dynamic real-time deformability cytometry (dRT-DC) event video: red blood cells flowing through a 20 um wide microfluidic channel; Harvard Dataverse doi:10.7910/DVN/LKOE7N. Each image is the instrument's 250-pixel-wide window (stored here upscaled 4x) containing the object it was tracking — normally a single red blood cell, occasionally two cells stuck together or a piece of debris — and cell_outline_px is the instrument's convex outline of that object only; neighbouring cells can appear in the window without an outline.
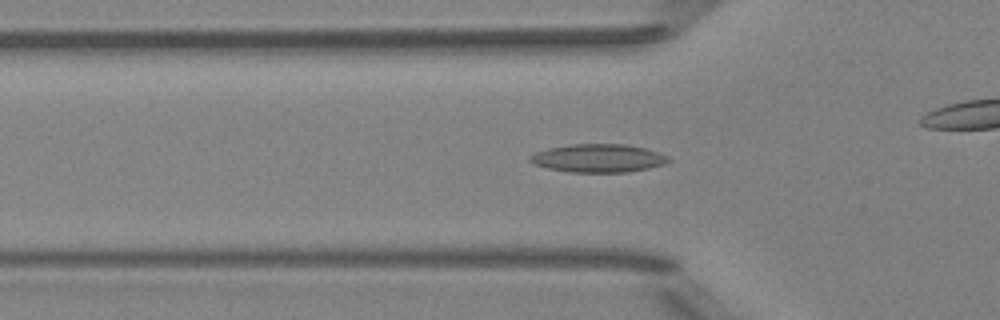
{"species": "Egyptian fruit bat (a non-hibernating species)", "species_latin": "Rousettus aegyptiacus", "temperature_condition": "room temperature", "stored_images_in_passage": 52, "camera_frame_rate_fps": 3000, "um_per_image_px": 0.085, "animal": {"sex": "female"}, "frame": {"image": 1, "passage_image": 17, "time_ms": 5.333, "image_size_px": [1000, 320], "cell_outline_px": [[672, 160], [664, 164], [648, 168], [628, 172], [572, 172], [548, 168], [532, 164], [528, 160], [528, 156], [536, 152], [548, 148], [572, 144], [624, 144], [644, 148], [660, 152], [668, 156]], "centroid_in_image_um": [50.85, 13.44], "position_along_channel_um": 75.0, "area_um2": 22.83}}
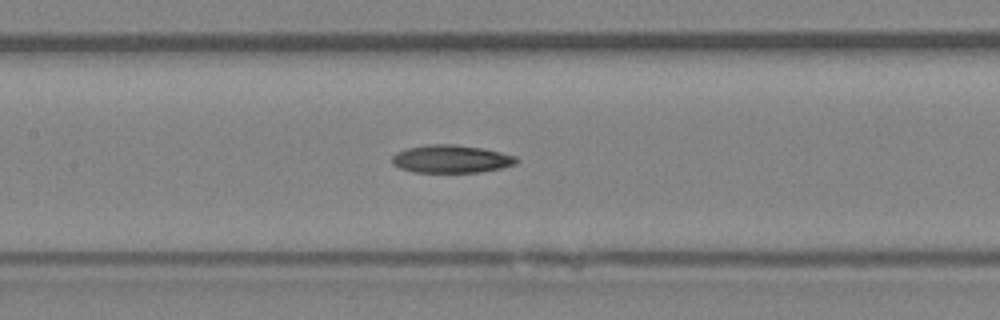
{"frame": {"image": 2, "passage_image": 24, "time_ms": 7.667, "image_size_px": [1000, 320], "cell_outline_px": [[520, 160], [516, 164], [500, 168], [480, 172], [412, 172], [400, 168], [392, 164], [392, 156], [396, 152], [408, 148], [428, 144], [452, 144], [480, 148], [500, 152], [516, 156]], "centroid_in_image_um": [38.34, 13.51], "position_along_channel_um": 169.1, "area_um2": 20.17}}
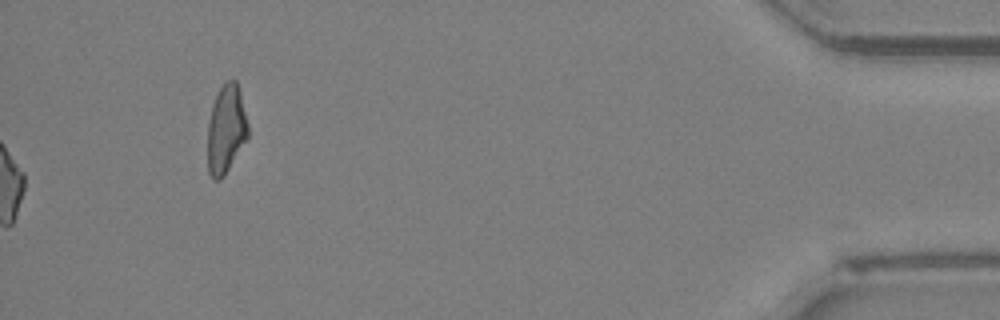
{"frame": {"image": 3, "passage_image": 52, "time_ms": 17.0, "image_size_px": [1000, 320], "cell_outline_px": [[248, 136], [224, 176], [220, 180], [216, 180], [208, 172], [208, 124], [212, 104], [220, 88], [228, 80], [236, 80], [240, 92], [248, 124]], "centroid_in_image_um": [19.21, 10.99], "position_along_channel_um": 416.0, "area_um2": 20.52}}